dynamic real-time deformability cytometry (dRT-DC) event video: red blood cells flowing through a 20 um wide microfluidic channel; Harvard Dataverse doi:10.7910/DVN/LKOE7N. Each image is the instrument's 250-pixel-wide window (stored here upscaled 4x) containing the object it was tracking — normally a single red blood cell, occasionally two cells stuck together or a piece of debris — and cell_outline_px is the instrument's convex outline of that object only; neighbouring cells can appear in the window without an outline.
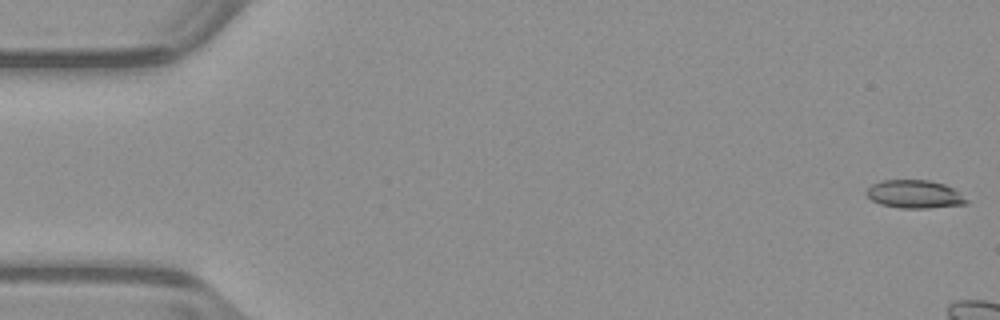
{"species": "common noctule bat (a hibernating species)", "species_latin": "Nyctalus noctula", "temperature_condition": "warm", "stored_images_in_passage": 8, "camera_frame_rate_fps": 3000, "um_per_image_px": 0.085, "animal": {"sex": "male", "body_mass_g": 23.1, "forearm_length_mm": 52.7}, "frame": {"image": 1, "passage_image": 1, "time_ms": 0.0, "image_size_px": [1000, 320], "cell_outline_px": [[968, 204], [928, 208], [900, 208], [880, 204], [872, 200], [864, 192], [872, 184], [880, 180], [928, 180], [944, 184], [952, 188], [968, 200]], "centroid_in_image_um": [77.71, 16.51], "position_along_channel_um": 7.3, "area_um2": 16.36}}